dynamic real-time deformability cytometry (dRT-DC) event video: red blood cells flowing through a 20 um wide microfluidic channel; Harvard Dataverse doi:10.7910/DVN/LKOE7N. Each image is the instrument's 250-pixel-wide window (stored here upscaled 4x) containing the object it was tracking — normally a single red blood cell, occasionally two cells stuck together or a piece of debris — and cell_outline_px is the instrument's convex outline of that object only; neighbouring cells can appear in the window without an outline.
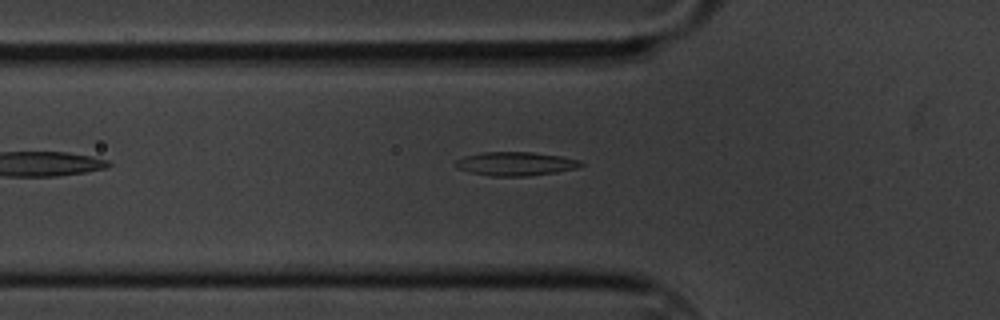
{"species": "common noctule bat (a hibernating species)", "species_latin": "Nyctalus noctula", "temperature_condition": "cold", "stored_images_in_passage": 49, "camera_frame_rate_fps": 3000, "um_per_image_px": 0.085, "animal": {"sex": "male", "body_mass_g": 20.1, "forearm_length_mm": 53.5}, "frame": {"image": 1, "passage_image": 9, "time_ms": 2.667, "image_size_px": [1000, 320], "cell_outline_px": [[584, 164], [576, 168], [556, 172], [528, 176], [492, 176], [472, 172], [456, 168], [452, 164], [456, 160], [464, 156], [484, 152], [532, 152], [560, 156], [580, 160]], "centroid_in_image_um": [43.8, 13.91], "position_along_channel_um": 82.0, "area_um2": 17.28}}
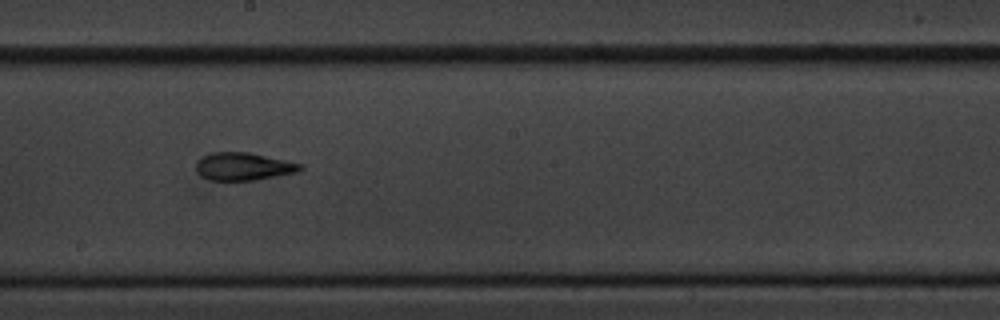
{"frame": {"image": 2, "passage_image": 22, "time_ms": 7.0, "image_size_px": [1000, 320], "cell_outline_px": [[304, 168], [300, 172], [256, 180], [208, 180], [200, 176], [196, 172], [196, 164], [204, 156], [212, 152], [248, 152], [304, 164]], "centroid_in_image_um": [20.74, 14.16], "position_along_channel_um": 227.5, "area_um2": 16.99}}
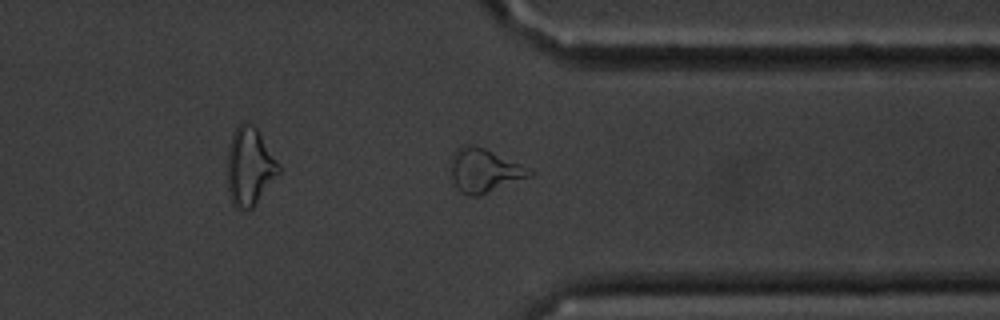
{"frame": {"image": 3, "passage_image": 35, "time_ms": 11.333, "image_size_px": [1000, 320], "cell_outline_px": [[536, 172], [532, 176], [476, 196], [468, 196], [460, 192], [456, 188], [452, 180], [452, 152], [460, 144], [476, 144], [520, 164]], "centroid_in_image_um": [41.13, 14.47], "position_along_channel_um": 370.3, "area_um2": 20.06}, "authors_computed_cell_mechanics": {"area_um2": 16.9354, "velocity_mm_per_s": 3.341, "shape_relaxation_time_tau1_ms": 8.6626, "shape_relaxation_time_tau2_ms": 3.0525, "deformation_change_tau1": 0.2116, "deformation_change_tau2": 0.1128}}